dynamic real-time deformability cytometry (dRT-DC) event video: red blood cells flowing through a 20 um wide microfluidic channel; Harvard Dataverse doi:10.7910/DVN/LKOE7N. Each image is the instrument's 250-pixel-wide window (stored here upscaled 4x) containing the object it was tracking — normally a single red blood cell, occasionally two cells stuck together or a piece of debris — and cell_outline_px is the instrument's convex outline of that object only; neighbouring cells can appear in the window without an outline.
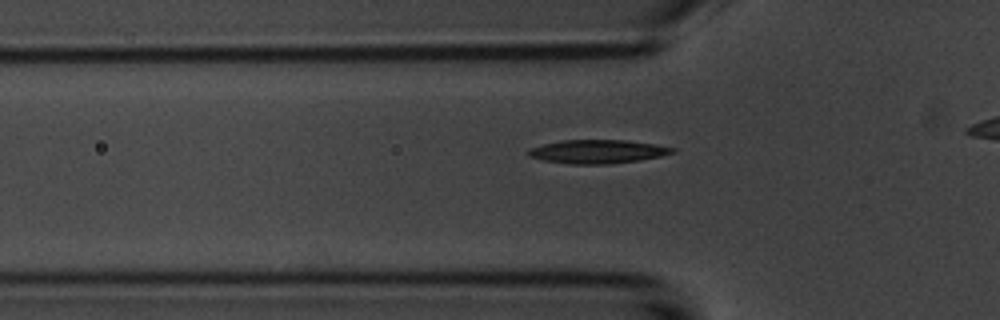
{"species": "common noctule bat (a hibernating species)", "species_latin": "Nyctalus noctula", "temperature_condition": "room temperature", "stored_images_in_passage": 3, "camera_frame_rate_fps": 3000, "um_per_image_px": 0.085, "animal": {"sex": "male", "body_mass_g": 20.1, "forearm_length_mm": 53.5}, "frame": {"image": 1, "passage_image": 3, "time_ms": 2.0, "image_size_px": [1000, 320], "cell_outline_px": [[676, 152], [660, 156], [640, 160], [608, 164], [568, 164], [544, 160], [528, 156], [528, 148], [544, 144], [564, 140], [624, 140], [656, 144], [676, 148]], "centroid_in_image_um": [50.81, 12.88], "position_along_channel_um": 75.0, "area_um2": 19.83}}